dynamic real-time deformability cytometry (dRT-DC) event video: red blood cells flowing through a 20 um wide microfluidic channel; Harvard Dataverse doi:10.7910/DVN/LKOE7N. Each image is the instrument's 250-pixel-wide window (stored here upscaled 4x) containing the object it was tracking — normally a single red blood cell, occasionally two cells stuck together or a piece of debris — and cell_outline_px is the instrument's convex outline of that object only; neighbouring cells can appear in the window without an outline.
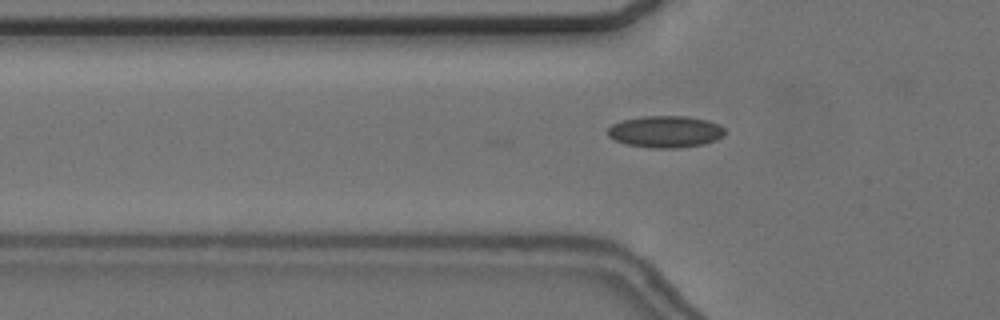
{"species": "common noctule bat (a hibernating species)", "species_latin": "Nyctalus noctula", "temperature_condition": "cold", "stored_images_in_passage": 45, "camera_frame_rate_fps": 3000, "um_per_image_px": 0.085, "animal": {"sex": "female", "body_mass_g": 24.6, "forearm_length_mm": 56.2}, "frame": {"image": 1, "passage_image": 7, "time_ms": 2.0, "image_size_px": [1000, 320], "cell_outline_px": [[724, 136], [716, 140], [704, 144], [676, 148], [648, 148], [628, 144], [616, 140], [608, 136], [608, 128], [612, 124], [624, 120], [644, 116], [688, 116], [708, 120], [724, 128]], "centroid_in_image_um": [56.58, 11.19], "position_along_channel_um": 69.2, "area_um2": 21.62}}
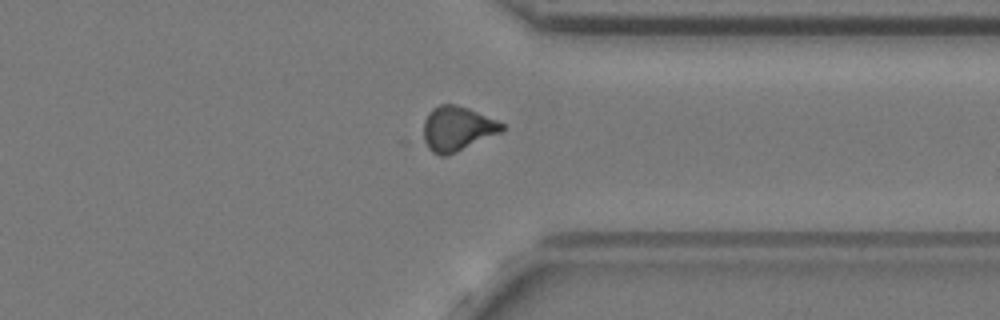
{"frame": {"image": 2, "passage_image": 32, "time_ms": 10.333, "image_size_px": [1000, 320], "cell_outline_px": [[508, 128], [504, 132], [448, 156], [440, 156], [432, 152], [420, 140], [424, 120], [428, 112], [432, 108], [440, 104], [456, 104], [468, 108], [496, 120], [504, 124]], "centroid_in_image_um": [38.84, 10.96], "position_along_channel_um": 372.6, "area_um2": 21.21}}
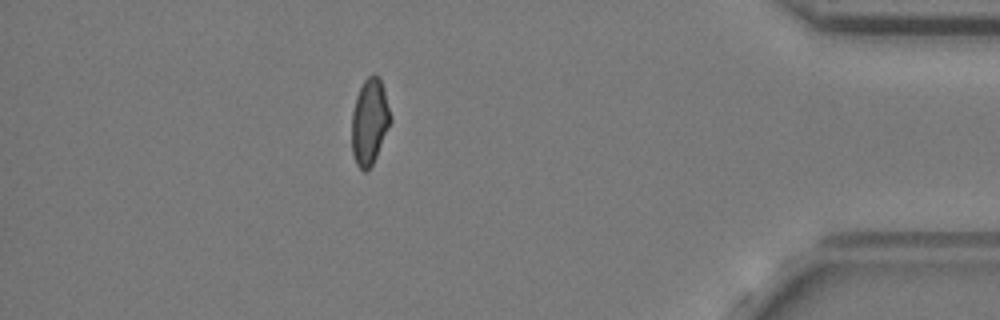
{"frame": {"image": 3, "passage_image": 38, "time_ms": 12.333, "image_size_px": [1000, 320], "cell_outline_px": [[392, 120], [376, 156], [372, 164], [364, 172], [356, 164], [352, 152], [352, 112], [356, 96], [364, 80], [372, 72], [380, 76], [392, 116]], "centroid_in_image_um": [31.42, 10.29], "position_along_channel_um": 403.8, "area_um2": 19.48}, "authors_computed_cell_mechanics": {"area_um2": 20.0566, "velocity_mm_per_s": 3.6451, "shape_relaxation_time_tau1_ms": null, "shape_relaxation_time_tau2_ms": 1.514, "deformation_change_tau1": null, "deformation_change_tau2": 0.068}}